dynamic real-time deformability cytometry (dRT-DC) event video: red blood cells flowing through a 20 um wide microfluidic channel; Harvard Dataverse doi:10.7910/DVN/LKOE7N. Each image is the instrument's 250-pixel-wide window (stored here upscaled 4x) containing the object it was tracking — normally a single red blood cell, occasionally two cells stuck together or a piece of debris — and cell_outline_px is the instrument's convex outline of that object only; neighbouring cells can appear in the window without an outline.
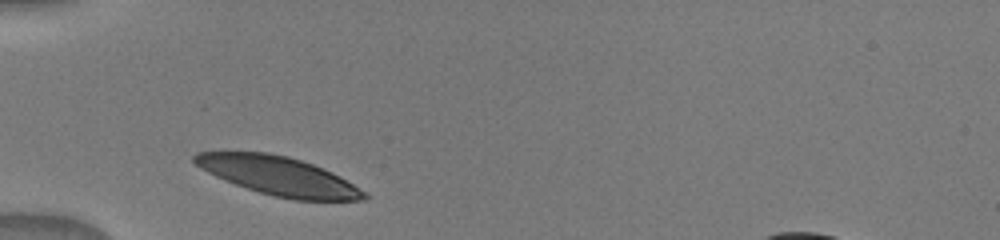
{"species": "human", "species_latin": "Homo sapiens", "temperature_condition": "warm", "stored_images_in_passage": 19, "camera_frame_rate_fps": 3000, "um_per_image_px": 0.085, "donor": {"sex": "male"}, "frame": {"image": 1, "passage_image": 1, "time_ms": 0.0, "image_size_px": [1000, 240], "cell_outline_px": [[368, 200], [296, 200], [276, 196], [260, 192], [224, 180], [200, 168], [192, 160], [192, 156], [196, 152], [268, 152], [288, 156], [312, 164], [332, 172], [340, 176], [368, 192]], "centroid_in_image_um": [23.71, 14.95], "position_along_channel_um": 61.3, "area_um2": 38.03}}
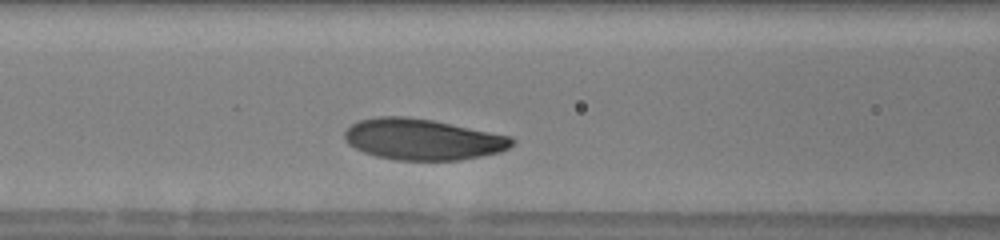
{"frame": {"image": 2, "passage_image": 5, "time_ms": 2.0, "image_size_px": [1000, 240], "cell_outline_px": [[516, 140], [508, 148], [500, 152], [460, 160], [396, 160], [376, 156], [364, 152], [348, 144], [344, 140], [344, 132], [356, 120], [376, 116], [408, 116], [432, 120], [512, 136]], "centroid_in_image_um": [35.9, 11.84], "position_along_channel_um": 130.7, "area_um2": 40.23}}
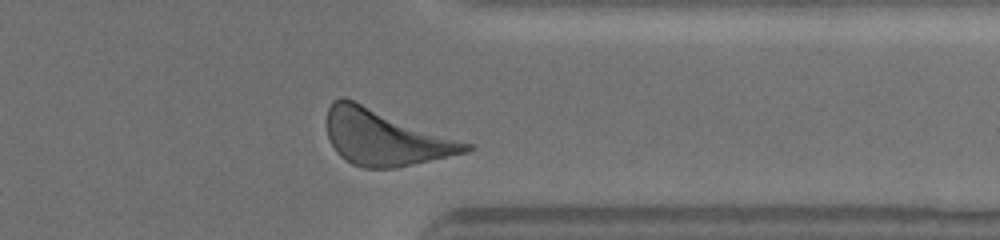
{"frame": {"image": 3, "passage_image": 17, "time_ms": 8.333, "image_size_px": [1000, 240], "cell_outline_px": [[476, 148], [468, 152], [396, 168], [364, 168], [352, 164], [340, 156], [336, 152], [328, 136], [328, 108], [332, 100], [340, 96], [344, 96], [472, 144]], "centroid_in_image_um": [32.73, 11.68], "position_along_channel_um": 378.7, "area_um2": 45.14}}